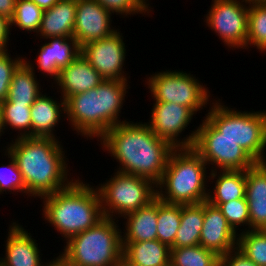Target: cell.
Here are the masks:
<instances>
[{"label": "cell", "instance_id": "obj_1", "mask_svg": "<svg viewBox=\"0 0 266 266\" xmlns=\"http://www.w3.org/2000/svg\"><path fill=\"white\" fill-rule=\"evenodd\" d=\"M131 122L110 128L100 138L101 147L119 162L118 172L144 177L157 185L175 148L158 138L147 123Z\"/></svg>", "mask_w": 266, "mask_h": 266}, {"label": "cell", "instance_id": "obj_2", "mask_svg": "<svg viewBox=\"0 0 266 266\" xmlns=\"http://www.w3.org/2000/svg\"><path fill=\"white\" fill-rule=\"evenodd\" d=\"M15 140V141H14ZM57 138H16L5 146L15 159L29 196L41 198L67 188L75 179H68L65 150Z\"/></svg>", "mask_w": 266, "mask_h": 266}, {"label": "cell", "instance_id": "obj_3", "mask_svg": "<svg viewBox=\"0 0 266 266\" xmlns=\"http://www.w3.org/2000/svg\"><path fill=\"white\" fill-rule=\"evenodd\" d=\"M127 81L103 80L96 88L68 97L65 110L68 122L81 136L99 139L112 127L126 122L120 115ZM127 92V93H126Z\"/></svg>", "mask_w": 266, "mask_h": 266}, {"label": "cell", "instance_id": "obj_4", "mask_svg": "<svg viewBox=\"0 0 266 266\" xmlns=\"http://www.w3.org/2000/svg\"><path fill=\"white\" fill-rule=\"evenodd\" d=\"M75 179L67 188L43 196V218L67 241L94 227L104 216L97 188Z\"/></svg>", "mask_w": 266, "mask_h": 266}, {"label": "cell", "instance_id": "obj_5", "mask_svg": "<svg viewBox=\"0 0 266 266\" xmlns=\"http://www.w3.org/2000/svg\"><path fill=\"white\" fill-rule=\"evenodd\" d=\"M192 148H175L169 156L161 181L156 185L157 197L170 204H198L207 200L208 168ZM159 188V189H158Z\"/></svg>", "mask_w": 266, "mask_h": 266}, {"label": "cell", "instance_id": "obj_6", "mask_svg": "<svg viewBox=\"0 0 266 266\" xmlns=\"http://www.w3.org/2000/svg\"><path fill=\"white\" fill-rule=\"evenodd\" d=\"M115 218L104 217L94 227L72 236L60 253L74 266H118L123 252L122 230Z\"/></svg>", "mask_w": 266, "mask_h": 266}, {"label": "cell", "instance_id": "obj_7", "mask_svg": "<svg viewBox=\"0 0 266 266\" xmlns=\"http://www.w3.org/2000/svg\"><path fill=\"white\" fill-rule=\"evenodd\" d=\"M212 104L205 118L222 136L235 141L256 162H266V111H238L226 107L220 99L213 100Z\"/></svg>", "mask_w": 266, "mask_h": 266}, {"label": "cell", "instance_id": "obj_8", "mask_svg": "<svg viewBox=\"0 0 266 266\" xmlns=\"http://www.w3.org/2000/svg\"><path fill=\"white\" fill-rule=\"evenodd\" d=\"M99 185L96 187L101 209L103 216L107 218L124 217L148 205L157 197L156 184L151 180L118 171L105 183Z\"/></svg>", "mask_w": 266, "mask_h": 266}, {"label": "cell", "instance_id": "obj_9", "mask_svg": "<svg viewBox=\"0 0 266 266\" xmlns=\"http://www.w3.org/2000/svg\"><path fill=\"white\" fill-rule=\"evenodd\" d=\"M184 72H155L147 78V87L155 102L182 105L190 108L196 115L209 103L210 92L193 74Z\"/></svg>", "mask_w": 266, "mask_h": 266}, {"label": "cell", "instance_id": "obj_10", "mask_svg": "<svg viewBox=\"0 0 266 266\" xmlns=\"http://www.w3.org/2000/svg\"><path fill=\"white\" fill-rule=\"evenodd\" d=\"M196 130L192 148L207 165L214 166L211 171L247 170L256 163L235 141L222 136L206 118Z\"/></svg>", "mask_w": 266, "mask_h": 266}, {"label": "cell", "instance_id": "obj_11", "mask_svg": "<svg viewBox=\"0 0 266 266\" xmlns=\"http://www.w3.org/2000/svg\"><path fill=\"white\" fill-rule=\"evenodd\" d=\"M212 2L210 10L204 16L206 25L228 48L244 49L247 40L249 1L212 0Z\"/></svg>", "mask_w": 266, "mask_h": 266}, {"label": "cell", "instance_id": "obj_12", "mask_svg": "<svg viewBox=\"0 0 266 266\" xmlns=\"http://www.w3.org/2000/svg\"><path fill=\"white\" fill-rule=\"evenodd\" d=\"M195 113L188 107L167 102H154L150 120V129L158 137L169 142L174 148L193 147L197 130L185 137H181L191 122Z\"/></svg>", "mask_w": 266, "mask_h": 266}, {"label": "cell", "instance_id": "obj_13", "mask_svg": "<svg viewBox=\"0 0 266 266\" xmlns=\"http://www.w3.org/2000/svg\"><path fill=\"white\" fill-rule=\"evenodd\" d=\"M123 38L118 29L112 35L81 48V54L104 80L128 81L123 68L127 53Z\"/></svg>", "mask_w": 266, "mask_h": 266}, {"label": "cell", "instance_id": "obj_14", "mask_svg": "<svg viewBox=\"0 0 266 266\" xmlns=\"http://www.w3.org/2000/svg\"><path fill=\"white\" fill-rule=\"evenodd\" d=\"M73 37L79 46L104 39L117 31L111 26L112 13L96 0H77Z\"/></svg>", "mask_w": 266, "mask_h": 266}, {"label": "cell", "instance_id": "obj_15", "mask_svg": "<svg viewBox=\"0 0 266 266\" xmlns=\"http://www.w3.org/2000/svg\"><path fill=\"white\" fill-rule=\"evenodd\" d=\"M238 233L228 224L220 209L204 201V222L200 235V245L219 256L237 248Z\"/></svg>", "mask_w": 266, "mask_h": 266}, {"label": "cell", "instance_id": "obj_16", "mask_svg": "<svg viewBox=\"0 0 266 266\" xmlns=\"http://www.w3.org/2000/svg\"><path fill=\"white\" fill-rule=\"evenodd\" d=\"M22 226L13 222L9 227L5 241L6 256L0 257V266H45L36 240Z\"/></svg>", "mask_w": 266, "mask_h": 266}, {"label": "cell", "instance_id": "obj_17", "mask_svg": "<svg viewBox=\"0 0 266 266\" xmlns=\"http://www.w3.org/2000/svg\"><path fill=\"white\" fill-rule=\"evenodd\" d=\"M47 39L50 42H45L38 51L37 66L43 75L47 74L56 81L60 69L68 66L81 54V47L73 36Z\"/></svg>", "mask_w": 266, "mask_h": 266}, {"label": "cell", "instance_id": "obj_18", "mask_svg": "<svg viewBox=\"0 0 266 266\" xmlns=\"http://www.w3.org/2000/svg\"><path fill=\"white\" fill-rule=\"evenodd\" d=\"M104 79L80 54L68 66L61 68L58 79L54 81L60 88L61 97H68L96 88Z\"/></svg>", "mask_w": 266, "mask_h": 266}, {"label": "cell", "instance_id": "obj_19", "mask_svg": "<svg viewBox=\"0 0 266 266\" xmlns=\"http://www.w3.org/2000/svg\"><path fill=\"white\" fill-rule=\"evenodd\" d=\"M250 230H266V162L246 170V194Z\"/></svg>", "mask_w": 266, "mask_h": 266}, {"label": "cell", "instance_id": "obj_20", "mask_svg": "<svg viewBox=\"0 0 266 266\" xmlns=\"http://www.w3.org/2000/svg\"><path fill=\"white\" fill-rule=\"evenodd\" d=\"M66 113L65 100L60 96V103L46 94H40L31 106V137L56 138L55 127L61 114Z\"/></svg>", "mask_w": 266, "mask_h": 266}, {"label": "cell", "instance_id": "obj_21", "mask_svg": "<svg viewBox=\"0 0 266 266\" xmlns=\"http://www.w3.org/2000/svg\"><path fill=\"white\" fill-rule=\"evenodd\" d=\"M77 0H59L44 10L38 36L40 38L72 37L76 17Z\"/></svg>", "mask_w": 266, "mask_h": 266}, {"label": "cell", "instance_id": "obj_22", "mask_svg": "<svg viewBox=\"0 0 266 266\" xmlns=\"http://www.w3.org/2000/svg\"><path fill=\"white\" fill-rule=\"evenodd\" d=\"M158 197L148 205L124 216L125 232L122 242H138L157 239Z\"/></svg>", "mask_w": 266, "mask_h": 266}, {"label": "cell", "instance_id": "obj_23", "mask_svg": "<svg viewBox=\"0 0 266 266\" xmlns=\"http://www.w3.org/2000/svg\"><path fill=\"white\" fill-rule=\"evenodd\" d=\"M122 257L137 266H169L171 248L158 239L122 242Z\"/></svg>", "mask_w": 266, "mask_h": 266}, {"label": "cell", "instance_id": "obj_24", "mask_svg": "<svg viewBox=\"0 0 266 266\" xmlns=\"http://www.w3.org/2000/svg\"><path fill=\"white\" fill-rule=\"evenodd\" d=\"M208 178L217 179L214 181L213 191L208 190L210 192L206 201L209 203H225L246 198V170L210 171Z\"/></svg>", "mask_w": 266, "mask_h": 266}, {"label": "cell", "instance_id": "obj_25", "mask_svg": "<svg viewBox=\"0 0 266 266\" xmlns=\"http://www.w3.org/2000/svg\"><path fill=\"white\" fill-rule=\"evenodd\" d=\"M33 66L34 64L24 59V62L13 73L7 97L12 104L32 105L42 93Z\"/></svg>", "mask_w": 266, "mask_h": 266}, {"label": "cell", "instance_id": "obj_26", "mask_svg": "<svg viewBox=\"0 0 266 266\" xmlns=\"http://www.w3.org/2000/svg\"><path fill=\"white\" fill-rule=\"evenodd\" d=\"M204 222V202L182 205L181 224L171 248L200 245Z\"/></svg>", "mask_w": 266, "mask_h": 266}, {"label": "cell", "instance_id": "obj_27", "mask_svg": "<svg viewBox=\"0 0 266 266\" xmlns=\"http://www.w3.org/2000/svg\"><path fill=\"white\" fill-rule=\"evenodd\" d=\"M182 205L163 202L158 198L157 239L170 248L181 224Z\"/></svg>", "mask_w": 266, "mask_h": 266}, {"label": "cell", "instance_id": "obj_28", "mask_svg": "<svg viewBox=\"0 0 266 266\" xmlns=\"http://www.w3.org/2000/svg\"><path fill=\"white\" fill-rule=\"evenodd\" d=\"M169 266H220V256L201 245L171 248Z\"/></svg>", "mask_w": 266, "mask_h": 266}, {"label": "cell", "instance_id": "obj_29", "mask_svg": "<svg viewBox=\"0 0 266 266\" xmlns=\"http://www.w3.org/2000/svg\"><path fill=\"white\" fill-rule=\"evenodd\" d=\"M266 52V1H251L248 8L246 48Z\"/></svg>", "mask_w": 266, "mask_h": 266}, {"label": "cell", "instance_id": "obj_30", "mask_svg": "<svg viewBox=\"0 0 266 266\" xmlns=\"http://www.w3.org/2000/svg\"><path fill=\"white\" fill-rule=\"evenodd\" d=\"M31 106L12 104L7 99L0 104L3 132L8 128L17 129V138L31 137Z\"/></svg>", "mask_w": 266, "mask_h": 266}, {"label": "cell", "instance_id": "obj_31", "mask_svg": "<svg viewBox=\"0 0 266 266\" xmlns=\"http://www.w3.org/2000/svg\"><path fill=\"white\" fill-rule=\"evenodd\" d=\"M237 249L257 266H266V230H244L238 234Z\"/></svg>", "mask_w": 266, "mask_h": 266}, {"label": "cell", "instance_id": "obj_32", "mask_svg": "<svg viewBox=\"0 0 266 266\" xmlns=\"http://www.w3.org/2000/svg\"><path fill=\"white\" fill-rule=\"evenodd\" d=\"M44 10L31 0H17L11 26L31 32L40 30Z\"/></svg>", "mask_w": 266, "mask_h": 266}, {"label": "cell", "instance_id": "obj_33", "mask_svg": "<svg viewBox=\"0 0 266 266\" xmlns=\"http://www.w3.org/2000/svg\"><path fill=\"white\" fill-rule=\"evenodd\" d=\"M217 206L226 218L228 224L237 233L239 226H247L250 230L249 207L246 198L236 199L225 203H211Z\"/></svg>", "mask_w": 266, "mask_h": 266}, {"label": "cell", "instance_id": "obj_34", "mask_svg": "<svg viewBox=\"0 0 266 266\" xmlns=\"http://www.w3.org/2000/svg\"><path fill=\"white\" fill-rule=\"evenodd\" d=\"M7 154V155H6ZM10 158L7 166L3 165L0 167V194L8 191L12 193L22 192L27 195L26 187L22 178V175L18 169L15 159L5 150L4 156Z\"/></svg>", "mask_w": 266, "mask_h": 266}, {"label": "cell", "instance_id": "obj_35", "mask_svg": "<svg viewBox=\"0 0 266 266\" xmlns=\"http://www.w3.org/2000/svg\"><path fill=\"white\" fill-rule=\"evenodd\" d=\"M101 6L111 13L123 15V17L131 14L149 15L152 11L148 3L144 0H96ZM149 8V9H148ZM147 12V13H146ZM118 13V14H117ZM125 15V16H124Z\"/></svg>", "mask_w": 266, "mask_h": 266}, {"label": "cell", "instance_id": "obj_36", "mask_svg": "<svg viewBox=\"0 0 266 266\" xmlns=\"http://www.w3.org/2000/svg\"><path fill=\"white\" fill-rule=\"evenodd\" d=\"M24 59L18 56L12 59L8 51L0 53V104L7 99L13 73L24 62Z\"/></svg>", "mask_w": 266, "mask_h": 266}, {"label": "cell", "instance_id": "obj_37", "mask_svg": "<svg viewBox=\"0 0 266 266\" xmlns=\"http://www.w3.org/2000/svg\"><path fill=\"white\" fill-rule=\"evenodd\" d=\"M220 266H257L237 248L220 256Z\"/></svg>", "mask_w": 266, "mask_h": 266}, {"label": "cell", "instance_id": "obj_38", "mask_svg": "<svg viewBox=\"0 0 266 266\" xmlns=\"http://www.w3.org/2000/svg\"><path fill=\"white\" fill-rule=\"evenodd\" d=\"M11 19L0 15V53L8 51L9 34L11 35Z\"/></svg>", "mask_w": 266, "mask_h": 266}, {"label": "cell", "instance_id": "obj_39", "mask_svg": "<svg viewBox=\"0 0 266 266\" xmlns=\"http://www.w3.org/2000/svg\"><path fill=\"white\" fill-rule=\"evenodd\" d=\"M17 0H0V15L13 18Z\"/></svg>", "mask_w": 266, "mask_h": 266}, {"label": "cell", "instance_id": "obj_40", "mask_svg": "<svg viewBox=\"0 0 266 266\" xmlns=\"http://www.w3.org/2000/svg\"><path fill=\"white\" fill-rule=\"evenodd\" d=\"M56 258V259H55ZM52 261L46 262L45 266H74L69 261H67L62 255L55 257Z\"/></svg>", "mask_w": 266, "mask_h": 266}, {"label": "cell", "instance_id": "obj_41", "mask_svg": "<svg viewBox=\"0 0 266 266\" xmlns=\"http://www.w3.org/2000/svg\"><path fill=\"white\" fill-rule=\"evenodd\" d=\"M31 1L34 2L39 8L47 10L53 7L59 0H31Z\"/></svg>", "mask_w": 266, "mask_h": 266}, {"label": "cell", "instance_id": "obj_42", "mask_svg": "<svg viewBox=\"0 0 266 266\" xmlns=\"http://www.w3.org/2000/svg\"><path fill=\"white\" fill-rule=\"evenodd\" d=\"M118 266H137L131 263H128L123 257L121 258V261Z\"/></svg>", "mask_w": 266, "mask_h": 266}, {"label": "cell", "instance_id": "obj_43", "mask_svg": "<svg viewBox=\"0 0 266 266\" xmlns=\"http://www.w3.org/2000/svg\"><path fill=\"white\" fill-rule=\"evenodd\" d=\"M2 133L4 134L5 132H3V128L1 124V109H0V136H2Z\"/></svg>", "mask_w": 266, "mask_h": 266}, {"label": "cell", "instance_id": "obj_44", "mask_svg": "<svg viewBox=\"0 0 266 266\" xmlns=\"http://www.w3.org/2000/svg\"><path fill=\"white\" fill-rule=\"evenodd\" d=\"M246 1L251 2V1H266V0H246Z\"/></svg>", "mask_w": 266, "mask_h": 266}]
</instances>
